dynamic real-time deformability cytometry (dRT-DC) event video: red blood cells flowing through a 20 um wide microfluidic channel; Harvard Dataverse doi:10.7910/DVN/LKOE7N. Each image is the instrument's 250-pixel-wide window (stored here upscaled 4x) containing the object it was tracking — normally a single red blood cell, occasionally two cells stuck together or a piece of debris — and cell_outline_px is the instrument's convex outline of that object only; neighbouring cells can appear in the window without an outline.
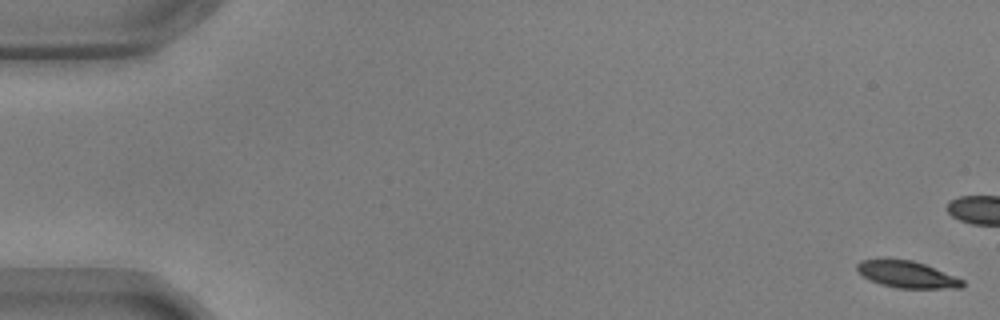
{"species": "common noctule bat (a hibernating species)", "species_latin": "Nyctalus noctula", "temperature_condition": "warm", "stored_images_in_passage": 57, "camera_frame_rate_fps": 3000, "um_per_image_px": 0.085, "animal": {"sex": "male", "body_mass_g": 17.9, "forearm_length_mm": 54.2}, "frame": {"image": 1, "passage_image": 1, "time_ms": 0.0, "image_size_px": [1000, 320], "cell_outline_px": [[964, 284], [960, 288], [896, 288], [880, 284], [864, 276], [856, 268], [856, 264], [860, 260], [912, 260], [924, 264], [964, 280]], "centroid_in_image_um": [77.1, 23.34], "position_along_channel_um": 7.9, "area_um2": 16.01}}
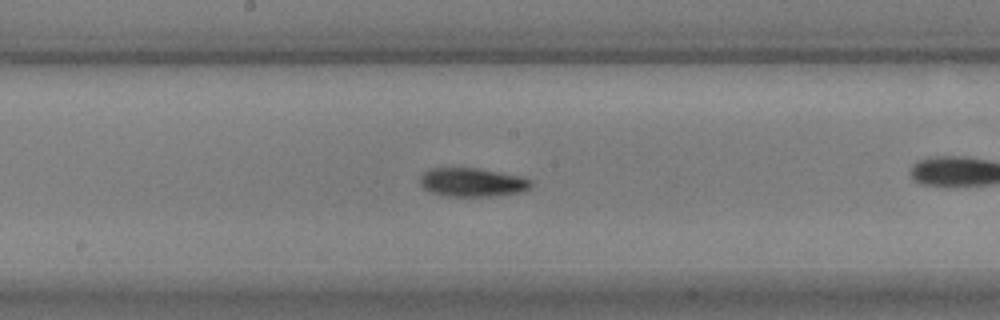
{"frame": {"image": 2, "passage_image": 30, "time_ms": 9.667, "image_size_px": [1000, 320], "cell_outline_px": [[532, 184], [528, 188], [520, 192], [492, 196], [444, 196], [432, 192], [424, 188], [420, 184], [420, 176], [428, 168], [480, 168], [520, 176], [532, 180]], "centroid_in_image_um": [40.12, 15.49], "position_along_channel_um": 208.1, "area_um2": 18.55}}
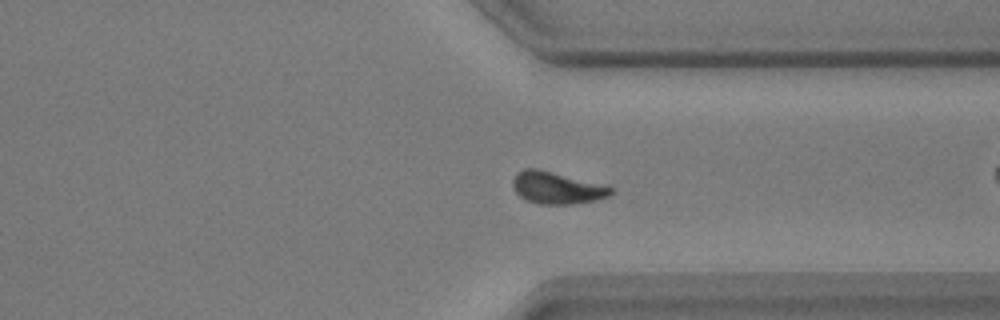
{"frame": {"image": 3, "passage_image": 43, "time_ms": 14.0, "image_size_px": [1000, 320], "cell_outline_px": [[612, 192], [608, 196], [596, 200], [576, 204], [540, 204], [524, 200], [512, 188], [512, 180], [516, 172], [524, 168], [540, 168], [604, 184], [612, 188]], "centroid_in_image_um": [47.3, 15.95], "position_along_channel_um": 364.1, "area_um2": 18.73}, "authors_computed_cell_mechanics": {"area_um2": 18.0336, "velocity_mm_per_s": 3.6072, "shape_relaxation_time_tau1_ms": 4.8419, "shape_relaxation_time_tau2_ms": null, "deformation_change_tau1": 0.1612, "deformation_change_tau2": null}}